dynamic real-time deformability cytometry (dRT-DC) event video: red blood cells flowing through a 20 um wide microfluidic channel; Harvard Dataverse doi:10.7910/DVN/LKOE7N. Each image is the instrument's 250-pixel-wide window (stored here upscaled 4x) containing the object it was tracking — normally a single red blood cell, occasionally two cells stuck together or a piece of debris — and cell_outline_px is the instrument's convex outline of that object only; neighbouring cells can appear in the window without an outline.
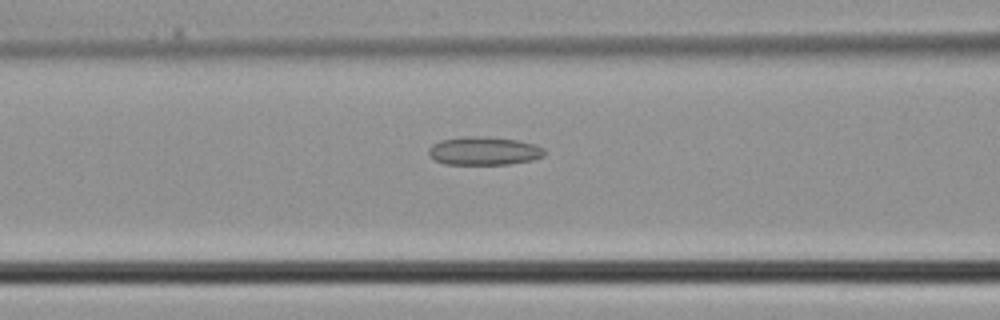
{"species": "common noctule bat (a hibernating species)", "species_latin": "Nyctalus noctula", "temperature_condition": "cold", "stored_images_in_passage": 12, "camera_frame_rate_fps": 3000, "um_per_image_px": 0.085, "animal": {"sex": "male", "body_mass_g": 21.5, "forearm_length_mm": 52.0}, "frame": {"image": 1, "passage_image": 6, "time_ms": 1.667, "image_size_px": [1000, 320], "cell_outline_px": [[544, 156], [532, 160], [508, 164], [444, 164], [428, 156], [428, 148], [432, 144], [440, 140], [464, 136], [476, 136], [516, 140], [536, 144], [544, 148]], "centroid_in_image_um": [41.11, 12.83], "position_along_channel_um": 125.5, "area_um2": 19.13}}
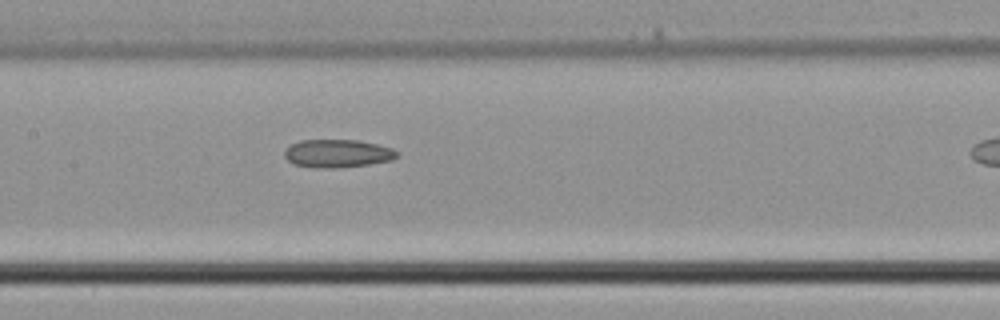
{"frame": {"image": 2, "passage_image": 9, "time_ms": 2.667, "image_size_px": [1000, 320], "cell_outline_px": [[400, 152], [392, 160], [368, 164], [340, 168], [312, 168], [292, 164], [284, 156], [284, 148], [300, 140], [360, 140], [392, 148]], "centroid_in_image_um": [28.65, 13.05], "position_along_channel_um": 178.7, "area_um2": 18.61}}